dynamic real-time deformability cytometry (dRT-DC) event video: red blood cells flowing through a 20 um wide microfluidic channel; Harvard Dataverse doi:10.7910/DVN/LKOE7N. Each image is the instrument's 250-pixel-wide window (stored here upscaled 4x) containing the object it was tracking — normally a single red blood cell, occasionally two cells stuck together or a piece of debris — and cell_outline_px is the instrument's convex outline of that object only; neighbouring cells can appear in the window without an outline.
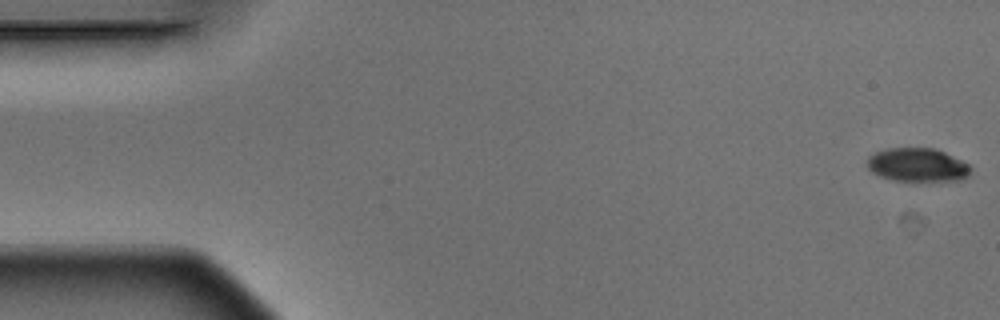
{"species": "Egyptian fruit bat (a non-hibernating species)", "species_latin": "Rousettus aegyptiacus", "temperature_condition": "warm", "stored_images_in_passage": 7, "camera_frame_rate_fps": 3000, "um_per_image_px": 0.085, "animal": {"sex": "male"}, "frame": {"image": 1, "passage_image": 1, "time_ms": 0.0, "image_size_px": [1000, 320], "cell_outline_px": [[972, 168], [968, 176], [964, 180], [892, 180], [880, 176], [872, 172], [868, 168], [868, 156], [876, 152], [888, 148], [936, 148], [968, 164]], "centroid_in_image_um": [77.99, 14.01], "position_along_channel_um": 7.0, "area_um2": 20.06}}
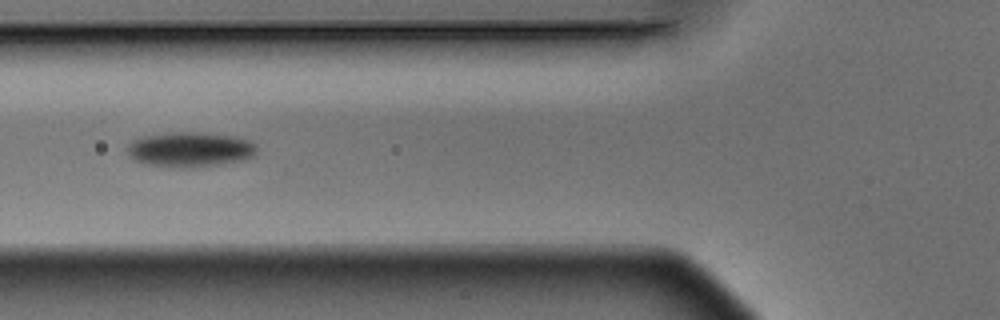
{"frame": {"image": 2, "passage_image": 6, "time_ms": 1.667, "image_size_px": [1000, 320], "cell_outline_px": [[256, 156], [244, 160], [224, 164], [196, 168], [168, 168], [144, 164], [136, 160], [128, 152], [128, 144], [132, 140], [144, 136], [180, 132], [196, 132], [232, 136], [248, 140], [256, 144]], "centroid_in_image_um": [16.19, 12.74], "position_along_channel_um": 109.6, "area_um2": 26.65}}
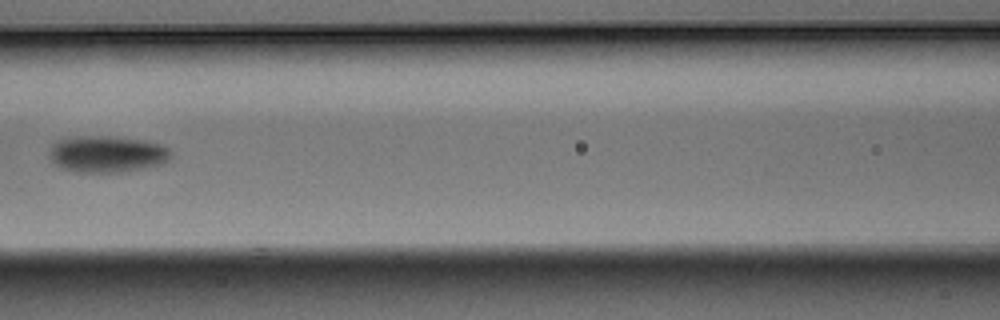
{"frame": {"image": 3, "passage_image": 7, "time_ms": 2.0, "image_size_px": [1000, 320], "cell_outline_px": [[172, 156], [164, 164], [144, 168], [120, 172], [76, 172], [60, 168], [52, 164], [48, 156], [48, 152], [52, 144], [56, 140], [80, 136], [108, 136], [144, 140], [160, 144], [168, 148], [172, 152]], "centroid_in_image_um": [9.06, 13.1], "position_along_channel_um": 157.5, "area_um2": 26.36}}